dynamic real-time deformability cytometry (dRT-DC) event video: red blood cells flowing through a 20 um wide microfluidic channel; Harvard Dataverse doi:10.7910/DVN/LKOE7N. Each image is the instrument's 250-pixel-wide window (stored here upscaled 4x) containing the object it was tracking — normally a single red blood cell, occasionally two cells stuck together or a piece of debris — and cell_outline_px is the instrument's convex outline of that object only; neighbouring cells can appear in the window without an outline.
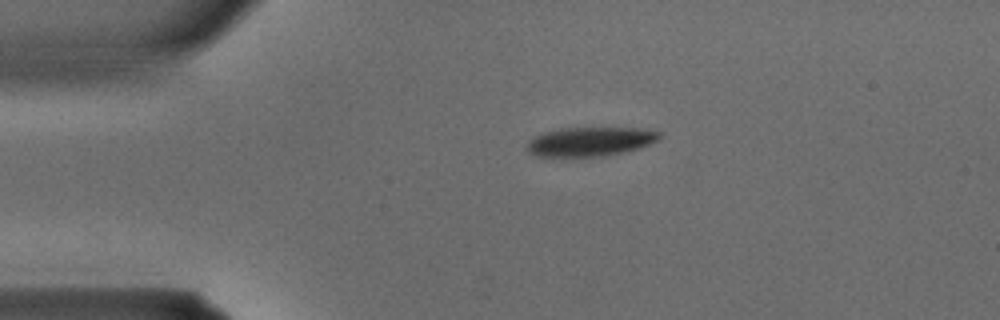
{"species": "common noctule bat (a hibernating species)", "species_latin": "Nyctalus noctula", "temperature_condition": "warm", "stored_images_in_passage": 10, "camera_frame_rate_fps": 3000, "um_per_image_px": 0.085, "animal": {"sex": "male", "body_mass_g": 15.6}, "frame": {"image": 1, "passage_image": 1, "time_ms": 0.0, "image_size_px": [1000, 320], "cell_outline_px": [[664, 136], [648, 144], [624, 152], [604, 156], [536, 156], [528, 152], [524, 148], [528, 140], [544, 132], [560, 128], [640, 128], [660, 132]], "centroid_in_image_um": [50.12, 12.03], "position_along_channel_um": 34.9, "area_um2": 22.43}}
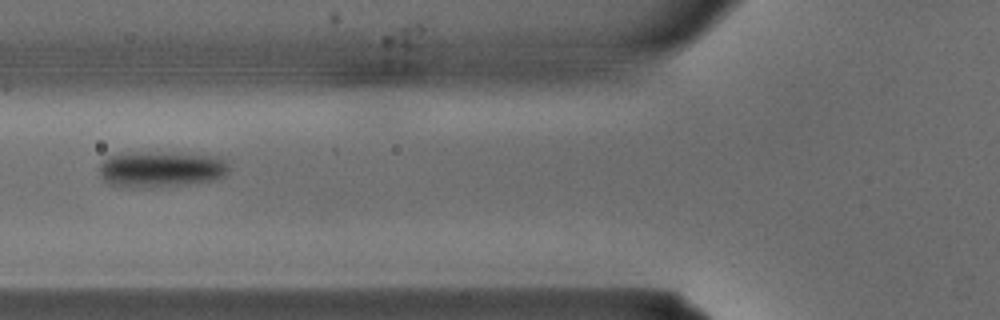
{"frame": {"image": 2, "passage_image": 7, "time_ms": 2.0, "image_size_px": [1000, 320], "cell_outline_px": [[228, 172], [224, 176], [216, 180], [188, 184], [156, 188], [128, 188], [108, 184], [100, 176], [100, 164], [108, 156], [216, 156], [224, 160], [228, 164]], "centroid_in_image_um": [13.7, 14.5], "position_along_channel_um": 112.1, "area_um2": 25.66}}
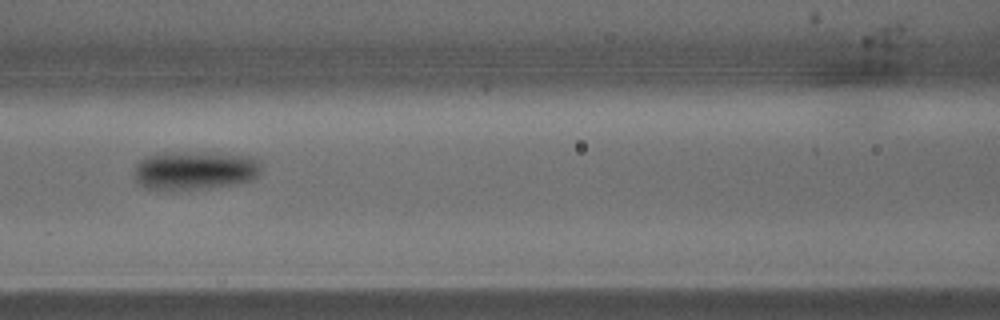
{"frame": {"image": 3, "passage_image": 9, "time_ms": 2.667, "image_size_px": [1000, 320], "cell_outline_px": [[260, 172], [252, 180], [240, 184], [208, 188], [168, 192], [164, 192], [148, 188], [140, 184], [136, 180], [136, 164], [144, 156], [164, 152], [184, 152], [248, 156], [256, 160], [260, 164]], "centroid_in_image_um": [16.51, 14.52], "position_along_channel_um": 150.1, "area_um2": 28.9}}